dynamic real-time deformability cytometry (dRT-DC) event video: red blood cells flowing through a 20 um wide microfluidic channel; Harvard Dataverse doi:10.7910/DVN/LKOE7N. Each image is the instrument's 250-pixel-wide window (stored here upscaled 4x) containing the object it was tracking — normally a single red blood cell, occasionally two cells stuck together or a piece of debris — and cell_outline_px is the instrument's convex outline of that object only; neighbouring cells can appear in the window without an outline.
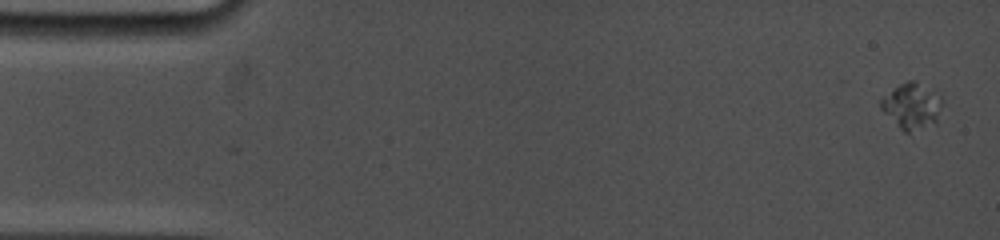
{"species": "common noctule bat (a hibernating species)", "species_latin": "Nyctalus noctula", "temperature_condition": "cold", "stored_images_in_passage": 17, "camera_frame_rate_fps": 5000, "um_per_image_px": 0.085, "animal": {"sex": "female", "body_mass_g": 19.0, "forearm_length_mm": 53.3}, "frame": {"image": 1, "passage_image": 1, "time_ms": 0.0, "image_size_px": [1000, 240], "cell_outline_px": [[944, 100], [936, 124], [908, 132], [904, 132], [880, 108], [880, 100], [892, 88], [908, 80], [916, 80], [940, 96]], "centroid_in_image_um": [77.52, 9.0], "position_along_channel_um": 7.5, "area_um2": 16.42}}